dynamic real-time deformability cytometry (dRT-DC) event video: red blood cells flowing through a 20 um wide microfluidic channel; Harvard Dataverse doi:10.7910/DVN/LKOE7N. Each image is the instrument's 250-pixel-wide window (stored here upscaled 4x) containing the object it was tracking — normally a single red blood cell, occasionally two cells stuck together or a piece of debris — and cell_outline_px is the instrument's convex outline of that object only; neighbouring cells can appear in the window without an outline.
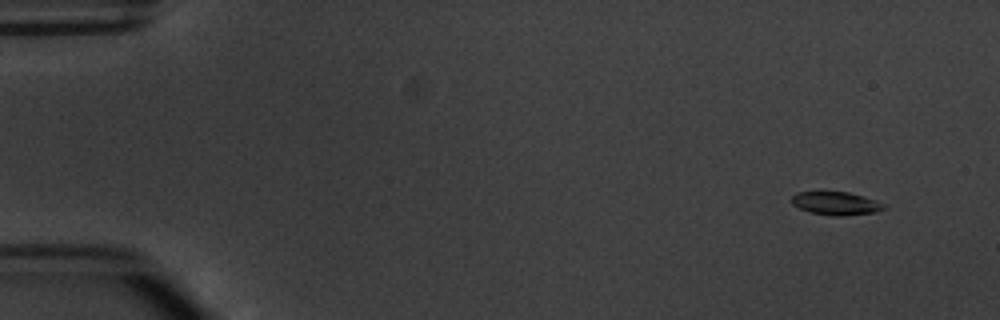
{"species": "common noctule bat (a hibernating species)", "species_latin": "Nyctalus noctula", "temperature_condition": "warm", "stored_images_in_passage": 6, "camera_frame_rate_fps": 3000, "um_per_image_px": 0.085, "animal": {"sex": "male", "body_mass_g": 20.1, "forearm_length_mm": 53.5}, "frame": {"image": 1, "passage_image": 2, "time_ms": 1.333, "image_size_px": [1000, 320], "cell_outline_px": [[888, 208], [876, 212], [844, 216], [832, 216], [812, 212], [800, 208], [792, 204], [792, 196], [796, 192], [848, 192], [864, 196], [876, 200], [884, 204]], "centroid_in_image_um": [71.1, 17.29], "position_along_channel_um": 13.9, "area_um2": 12.48}}